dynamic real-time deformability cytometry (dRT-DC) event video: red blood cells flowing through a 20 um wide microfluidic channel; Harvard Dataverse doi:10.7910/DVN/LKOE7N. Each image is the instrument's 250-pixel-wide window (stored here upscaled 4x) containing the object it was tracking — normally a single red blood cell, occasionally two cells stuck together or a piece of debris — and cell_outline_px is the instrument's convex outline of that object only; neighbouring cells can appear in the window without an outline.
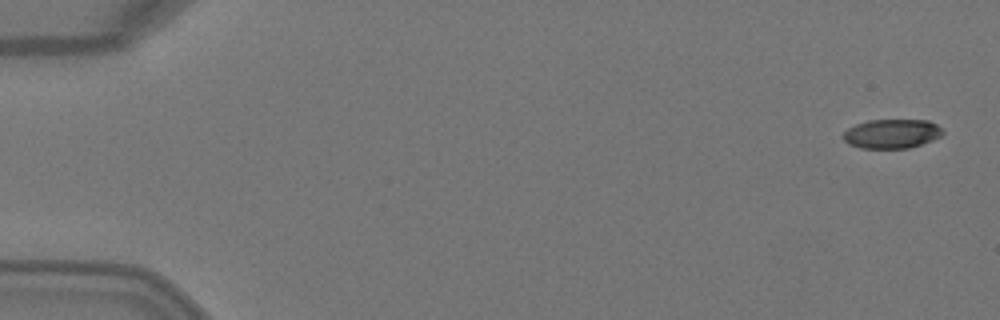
{"species": "Egyptian fruit bat (a non-hibernating species)", "species_latin": "Rousettus aegyptiacus", "temperature_condition": "warm", "stored_images_in_passage": 4, "camera_frame_rate_fps": 3000, "um_per_image_px": 0.085, "animal": {"sex": "female"}, "frame": {"image": 1, "passage_image": 1, "time_ms": 0.0, "image_size_px": [1000, 320], "cell_outline_px": [[944, 132], [940, 136], [932, 140], [908, 148], [860, 148], [848, 144], [844, 140], [844, 132], [848, 128], [856, 124], [868, 120], [928, 120], [936, 124]], "centroid_in_image_um": [75.78, 11.36], "position_along_channel_um": 9.2, "area_um2": 16.82}}
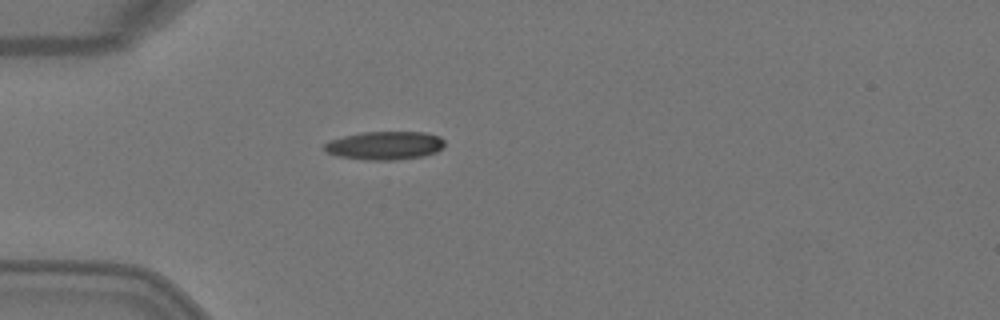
{"frame": {"image": 2, "passage_image": 4, "time_ms": 1.0, "image_size_px": [1000, 320], "cell_outline_px": [[444, 148], [436, 152], [424, 156], [396, 160], [364, 160], [336, 156], [328, 152], [324, 148], [324, 144], [332, 140], [344, 136], [360, 132], [424, 132], [440, 136], [444, 140]], "centroid_in_image_um": [32.74, 12.37], "position_along_channel_um": 52.3, "area_um2": 20.0}}